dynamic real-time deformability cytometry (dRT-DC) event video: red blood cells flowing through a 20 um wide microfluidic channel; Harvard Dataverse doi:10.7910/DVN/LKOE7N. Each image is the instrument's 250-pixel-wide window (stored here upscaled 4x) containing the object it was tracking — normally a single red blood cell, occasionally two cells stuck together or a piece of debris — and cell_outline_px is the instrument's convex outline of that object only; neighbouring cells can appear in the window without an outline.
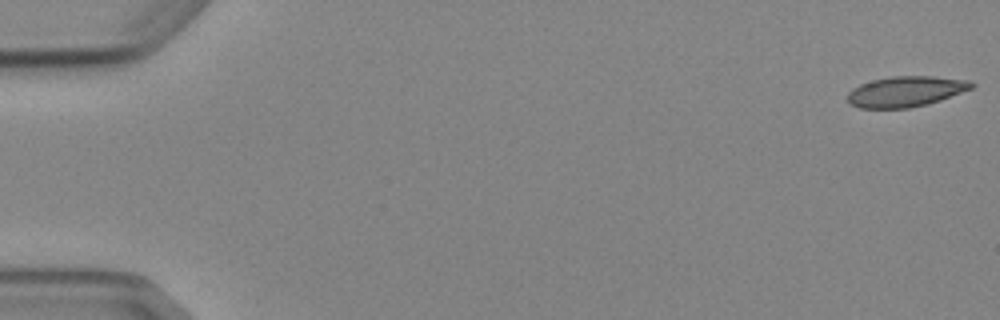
{"species": "Egyptian fruit bat (a non-hibernating species)", "species_latin": "Rousettus aegyptiacus", "temperature_condition": "cold", "stored_images_in_passage": 6, "camera_frame_rate_fps": 3000, "um_per_image_px": 0.085, "animal": {"sex": "female"}, "frame": {"image": 1, "passage_image": 1, "time_ms": 0.0, "image_size_px": [1000, 320], "cell_outline_px": [[976, 84], [972, 88], [940, 100], [928, 104], [908, 108], [860, 108], [852, 104], [848, 100], [848, 92], [852, 88], [860, 84], [872, 80], [892, 76], [932, 76], [968, 80]], "centroid_in_image_um": [76.98, 7.77], "position_along_channel_um": 8.0, "area_um2": 21.96}}
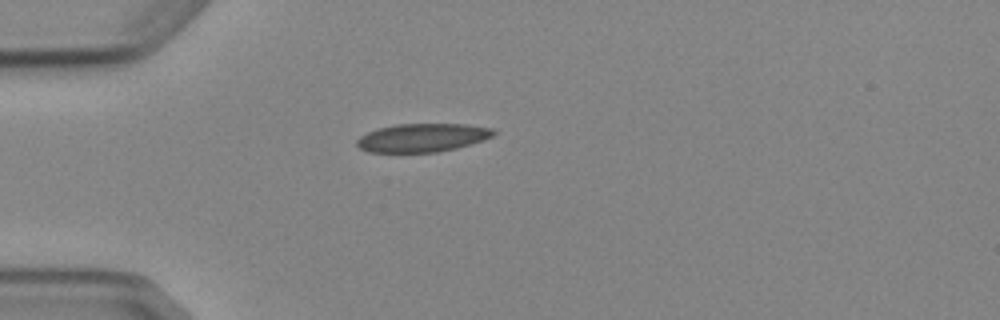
{"frame": {"image": 2, "passage_image": 5, "time_ms": 4.667, "image_size_px": [1000, 320], "cell_outline_px": [[496, 132], [492, 136], [484, 140], [456, 148], [436, 152], [368, 152], [360, 148], [356, 144], [356, 140], [360, 136], [376, 128], [396, 124], [464, 124], [496, 128]], "centroid_in_image_um": [35.91, 11.69], "position_along_channel_um": 49.1, "area_um2": 22.72}}